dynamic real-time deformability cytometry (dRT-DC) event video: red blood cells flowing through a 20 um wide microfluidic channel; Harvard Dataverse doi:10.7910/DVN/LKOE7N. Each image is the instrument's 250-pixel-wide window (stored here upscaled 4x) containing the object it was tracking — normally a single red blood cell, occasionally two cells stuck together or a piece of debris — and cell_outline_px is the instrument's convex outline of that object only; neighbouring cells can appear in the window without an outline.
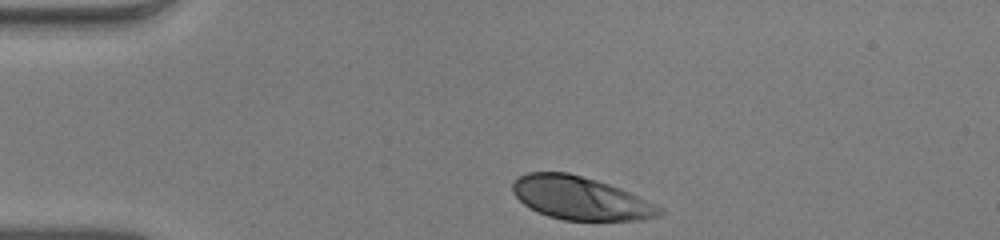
{"species": "human", "species_latin": "Homo sapiens", "temperature_condition": "warm", "stored_images_in_passage": 33, "camera_frame_rate_fps": 3000, "um_per_image_px": 0.085, "donor": {"sex": "male"}, "frame": {"image": 1, "passage_image": 1, "time_ms": 0.0, "image_size_px": [1000, 240], "cell_outline_px": [[664, 212], [660, 216], [644, 220], [564, 220], [548, 216], [536, 212], [524, 204], [512, 192], [512, 180], [528, 172], [568, 172], [596, 180], [620, 188], [664, 208]], "centroid_in_image_um": [49.34, 16.85], "position_along_channel_um": 35.7, "area_um2": 36.99}}
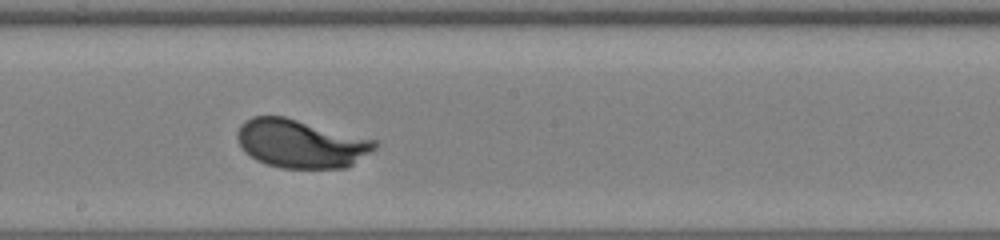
{"frame": {"image": 2, "passage_image": 19, "time_ms": 6.0, "image_size_px": [1000, 240], "cell_outline_px": [[380, 144], [376, 148], [348, 168], [280, 168], [256, 160], [244, 152], [236, 136], [236, 132], [240, 124], [244, 120], [252, 116], [284, 116], [376, 140]], "centroid_in_image_um": [25.56, 12.21], "position_along_channel_um": 222.6, "area_um2": 38.96}}
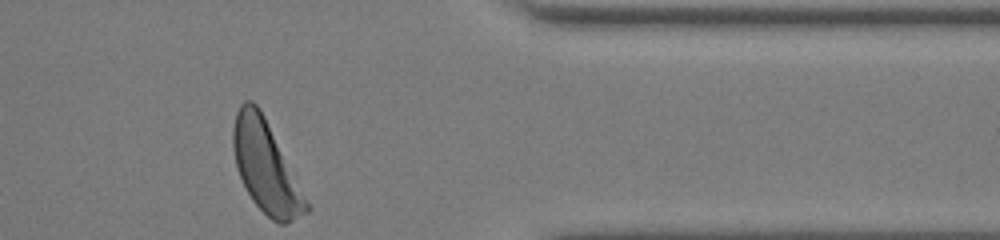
{"frame": {"image": 3, "passage_image": 33, "time_ms": 10.667, "image_size_px": [1000, 240], "cell_outline_px": [[312, 208], [308, 212], [284, 224], [280, 224], [272, 220], [252, 200], [236, 168], [232, 148], [232, 128], [236, 112], [240, 104], [244, 100], [252, 100], [260, 108]], "centroid_in_image_um": [22.58, 14.17], "position_along_channel_um": 388.8, "area_um2": 38.67}, "authors_computed_cell_mechanics": {"area_um2": 38.6682, "velocity_mm_per_s": 3.9105, "shape_relaxation_time_tau1_ms": 2.0917, "shape_relaxation_time_tau2_ms": null, "deformation_change_tau1": 0.1466, "deformation_change_tau2": null}}